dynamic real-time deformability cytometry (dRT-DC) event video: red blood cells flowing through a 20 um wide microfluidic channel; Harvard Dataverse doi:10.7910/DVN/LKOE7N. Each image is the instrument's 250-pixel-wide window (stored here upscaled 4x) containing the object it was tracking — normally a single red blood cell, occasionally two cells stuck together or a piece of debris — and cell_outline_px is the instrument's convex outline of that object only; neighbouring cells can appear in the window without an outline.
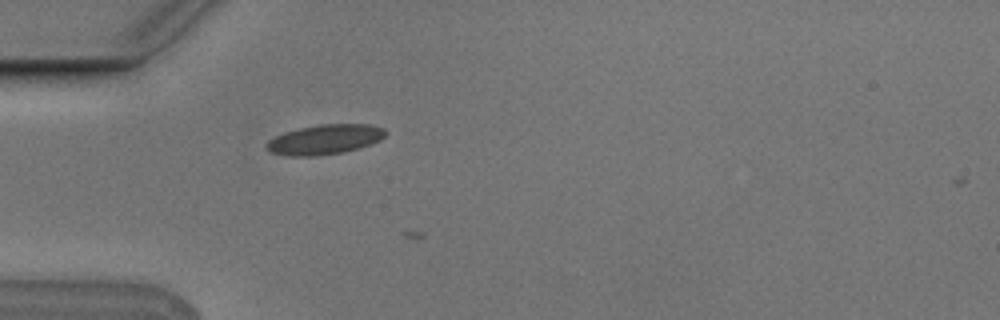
{"species": "Egyptian fruit bat (a non-hibernating species)", "species_latin": "Rousettus aegyptiacus", "temperature_condition": "cold", "stored_images_in_passage": 2, "camera_frame_rate_fps": 3000, "um_per_image_px": 0.085, "animal": {"sex": "male"}, "frame": {"image": 1, "passage_image": 1, "time_ms": 0.0, "image_size_px": [1000, 320], "cell_outline_px": [[384, 136], [380, 140], [360, 148], [344, 152], [316, 156], [292, 156], [272, 152], [264, 148], [264, 144], [268, 140], [284, 132], [300, 128], [320, 124], [368, 124], [384, 128]], "centroid_in_image_um": [27.58, 11.86], "position_along_channel_um": 57.4, "area_um2": 20.63}}